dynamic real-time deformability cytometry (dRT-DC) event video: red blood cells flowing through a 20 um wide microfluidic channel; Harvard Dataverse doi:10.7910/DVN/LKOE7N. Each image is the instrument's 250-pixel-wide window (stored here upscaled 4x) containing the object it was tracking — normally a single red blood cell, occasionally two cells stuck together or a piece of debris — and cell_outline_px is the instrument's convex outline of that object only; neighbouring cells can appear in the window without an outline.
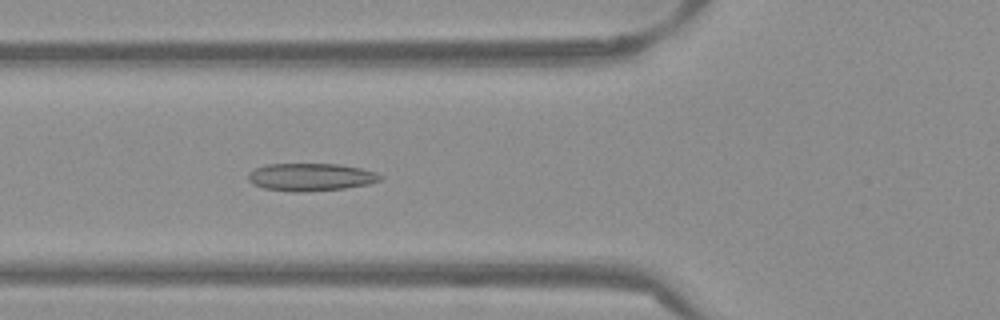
{"species": "Egyptian fruit bat (a non-hibernating species)", "species_latin": "Rousettus aegyptiacus", "temperature_condition": "warm", "stored_images_in_passage": 52, "camera_frame_rate_fps": 3000, "um_per_image_px": 0.085, "frame": {"image": 1, "passage_image": 19, "time_ms": 6.0, "image_size_px": [1000, 320], "cell_outline_px": [[384, 176], [380, 180], [368, 184], [344, 188], [304, 192], [292, 192], [264, 188], [252, 184], [248, 180], [248, 172], [264, 164], [340, 164], [360, 168], [376, 172]], "centroid_in_image_um": [26.39, 15.05], "position_along_channel_um": 99.4, "area_um2": 21.39}}
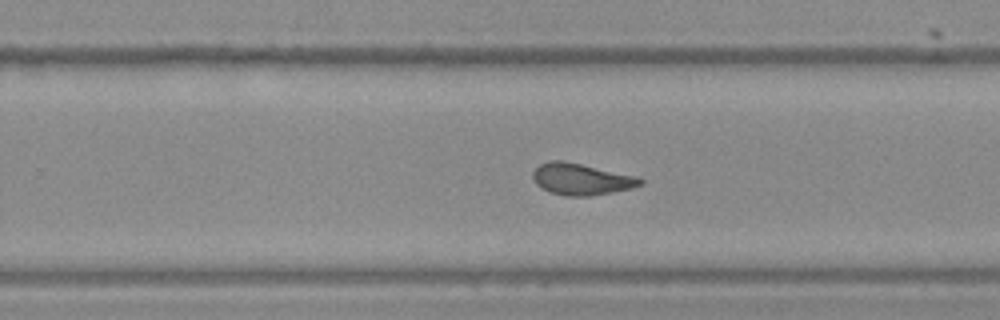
{"frame": {"image": 2, "passage_image": 33, "time_ms": 10.667, "image_size_px": [1000, 320], "cell_outline_px": [[644, 184], [632, 188], [612, 192], [588, 196], [568, 196], [552, 192], [540, 188], [532, 180], [532, 172], [540, 164], [548, 160], [564, 160], [640, 176], [644, 180]], "centroid_in_image_um": [49.43, 15.21], "position_along_channel_um": 280.4, "area_um2": 20.11}}
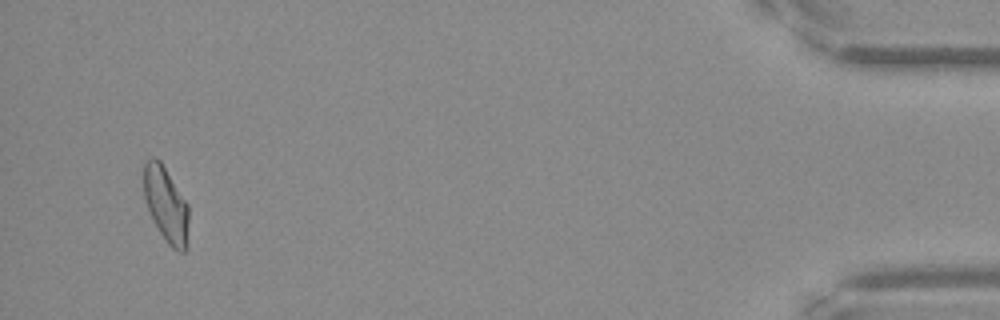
{"frame": {"image": 3, "passage_image": 50, "time_ms": 16.333, "image_size_px": [1000, 320], "cell_outline_px": [[188, 220], [184, 252], [180, 252], [172, 248], [168, 244], [160, 232], [148, 208], [144, 196], [144, 160], [152, 156], [160, 160], [188, 204]], "centroid_in_image_um": [14.09, 17.32], "position_along_channel_um": 421.1, "area_um2": 19.25}, "authors_computed_cell_mechanics": {"area_um2": 20.0277, "velocity_mm_per_s": 3.8708, "shape_relaxation_time_tau1_ms": null, "shape_relaxation_time_tau2_ms": 1.6253, "deformation_change_tau1": null, "deformation_change_tau2": 0.0915}}